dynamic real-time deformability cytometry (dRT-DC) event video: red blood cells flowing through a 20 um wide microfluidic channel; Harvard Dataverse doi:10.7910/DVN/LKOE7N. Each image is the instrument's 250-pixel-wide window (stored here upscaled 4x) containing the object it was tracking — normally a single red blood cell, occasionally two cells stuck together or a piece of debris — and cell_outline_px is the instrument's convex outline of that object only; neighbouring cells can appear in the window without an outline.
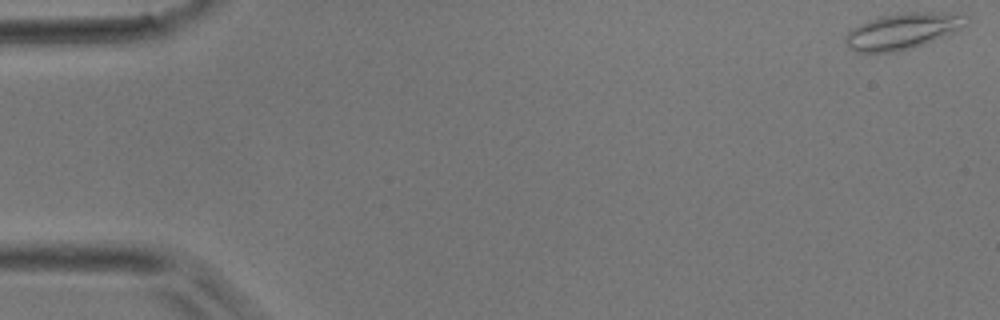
{"species": "common noctule bat (a hibernating species)", "species_latin": "Nyctalus noctula", "temperature_condition": "room temperature", "stored_images_in_passage": 45, "camera_frame_rate_fps": 3000, "um_per_image_px": 0.085, "animal": {"sex": "male", "body_mass_g": 17.9}, "frame": {"image": 1, "passage_image": 1, "time_ms": 0.0, "image_size_px": [1000, 320], "cell_outline_px": [[972, 16], [968, 24], [956, 32], [900, 52], [856, 52], [848, 48], [844, 40], [844, 36], [852, 28], [868, 20], [880, 16], [908, 12], [964, 12]], "centroid_in_image_um": [76.81, 2.62], "position_along_channel_um": 8.2, "area_um2": 26.01}}
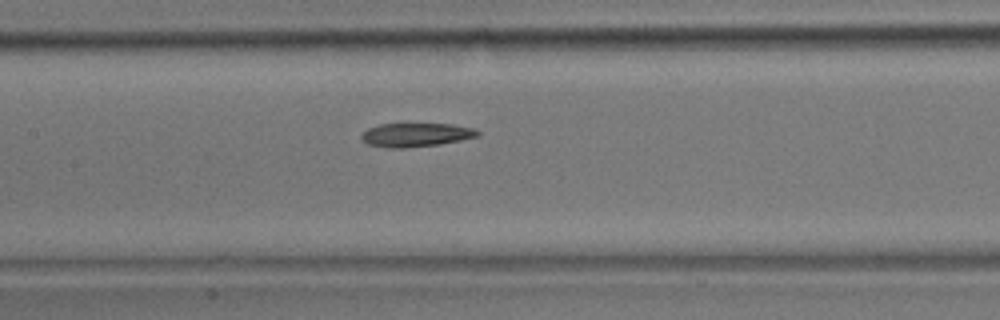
{"frame": {"image": 2, "passage_image": 21, "time_ms": 6.667, "image_size_px": [1000, 320], "cell_outline_px": [[480, 136], [440, 144], [404, 148], [384, 148], [368, 144], [360, 136], [368, 128], [380, 124], [452, 124], [472, 128], [480, 132]], "centroid_in_image_um": [35.35, 11.47], "position_along_channel_um": 172.0, "area_um2": 16.01}}
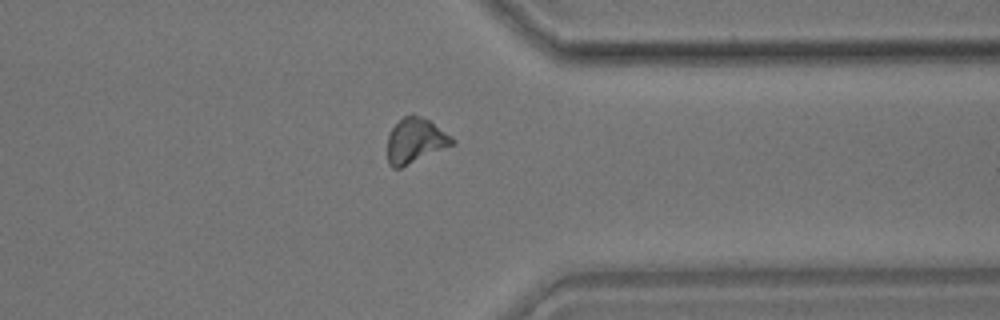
{"frame": {"image": 3, "passage_image": 35, "time_ms": 11.333, "image_size_px": [1000, 320], "cell_outline_px": [[456, 144], [400, 168], [392, 168], [388, 164], [388, 136], [392, 128], [404, 116], [420, 116], [428, 120], [456, 140]], "centroid_in_image_um": [35.31, 11.99], "position_along_channel_um": 376.1, "area_um2": 16.7}}